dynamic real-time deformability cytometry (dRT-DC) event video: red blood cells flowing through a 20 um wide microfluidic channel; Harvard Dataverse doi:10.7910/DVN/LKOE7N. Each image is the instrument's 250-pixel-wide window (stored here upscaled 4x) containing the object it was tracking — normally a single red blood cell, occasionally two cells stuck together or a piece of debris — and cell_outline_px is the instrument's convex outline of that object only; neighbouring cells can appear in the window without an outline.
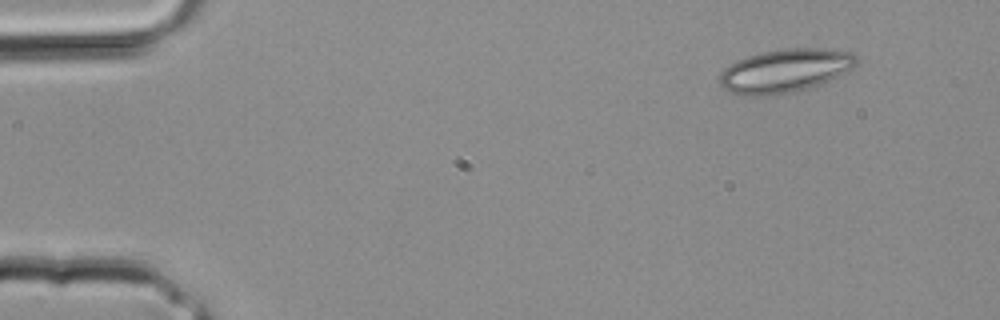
{"species": "common noctule bat (a hibernating species)", "species_latin": "Nyctalus noctula", "temperature_condition": "room temperature", "stored_images_in_passage": 3, "camera_frame_rate_fps": 3000, "um_per_image_px": 0.085, "animal": {"sex": "male", "body_mass_g": 20.4}, "frame": {"image": 1, "passage_image": 1, "time_ms": 0.0, "image_size_px": [1000, 320], "cell_outline_px": [[860, 60], [852, 68], [836, 80], [808, 88], [792, 92], [760, 96], [748, 96], [728, 92], [716, 80], [720, 72], [724, 68], [736, 60], [760, 52], [784, 48], [824, 48], [852, 52]], "centroid_in_image_um": [66.75, 6.01], "position_along_channel_um": 18.3, "area_um2": 35.37}}